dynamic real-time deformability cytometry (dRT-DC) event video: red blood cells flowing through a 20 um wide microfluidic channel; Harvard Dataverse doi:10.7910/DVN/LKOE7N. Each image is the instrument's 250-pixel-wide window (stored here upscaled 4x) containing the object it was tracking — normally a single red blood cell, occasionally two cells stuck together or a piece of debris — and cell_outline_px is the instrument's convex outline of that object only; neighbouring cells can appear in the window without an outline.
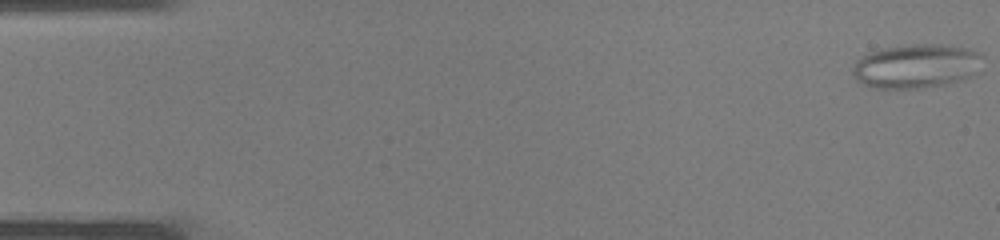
{"species": "common noctule bat (a hibernating species)", "species_latin": "Nyctalus noctula", "temperature_condition": "warm", "stored_images_in_passage": 37, "camera_frame_rate_fps": 3000, "um_per_image_px": 0.085, "animal": {"sex": "male", "body_mass_g": 19.0, "forearm_length_mm": 50.8}, "frame": {"image": 1, "passage_image": 1, "time_ms": 0.0, "image_size_px": [1000, 240], "cell_outline_px": [[984, 56], [976, 72], [964, 80], [948, 84], [920, 88], [876, 88], [864, 84], [856, 80], [852, 72], [852, 68], [856, 60], [868, 52], [884, 48], [916, 44], [940, 44], [968, 48], [980, 52]], "centroid_in_image_um": [77.89, 5.62], "position_along_channel_um": 7.1, "area_um2": 33.58}}
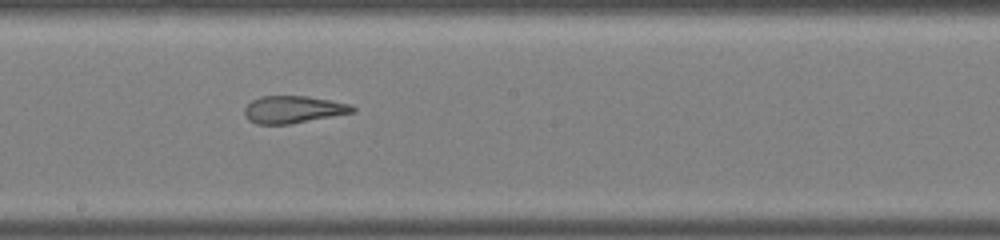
{"frame": {"image": 2, "passage_image": 21, "time_ms": 6.667, "image_size_px": [1000, 240], "cell_outline_px": [[356, 112], [288, 124], [256, 124], [248, 120], [244, 116], [244, 108], [252, 100], [260, 96], [308, 96], [332, 100], [352, 104], [356, 108]], "centroid_in_image_um": [24.94, 9.3], "position_along_channel_um": 223.3, "area_um2": 17.34}}
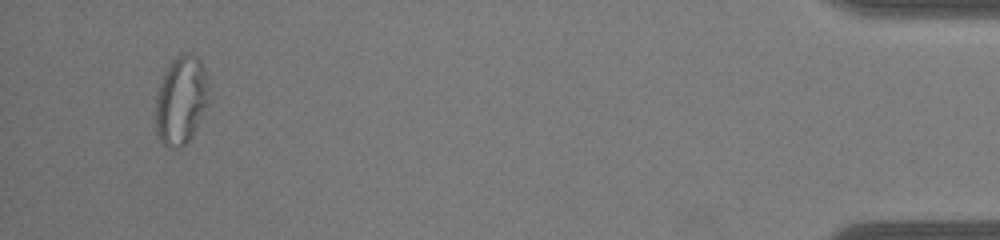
{"frame": {"image": 3, "passage_image": 36, "time_ms": 11.667, "image_size_px": [1000, 240], "cell_outline_px": [[204, 104], [196, 124], [188, 140], [180, 148], [176, 148], [164, 144], [160, 140], [156, 132], [156, 92], [164, 72], [172, 60], [180, 52], [188, 52], [196, 56], [200, 60], [204, 68]], "centroid_in_image_um": [15.28, 8.47], "position_along_channel_um": 419.9, "area_um2": 26.07}}